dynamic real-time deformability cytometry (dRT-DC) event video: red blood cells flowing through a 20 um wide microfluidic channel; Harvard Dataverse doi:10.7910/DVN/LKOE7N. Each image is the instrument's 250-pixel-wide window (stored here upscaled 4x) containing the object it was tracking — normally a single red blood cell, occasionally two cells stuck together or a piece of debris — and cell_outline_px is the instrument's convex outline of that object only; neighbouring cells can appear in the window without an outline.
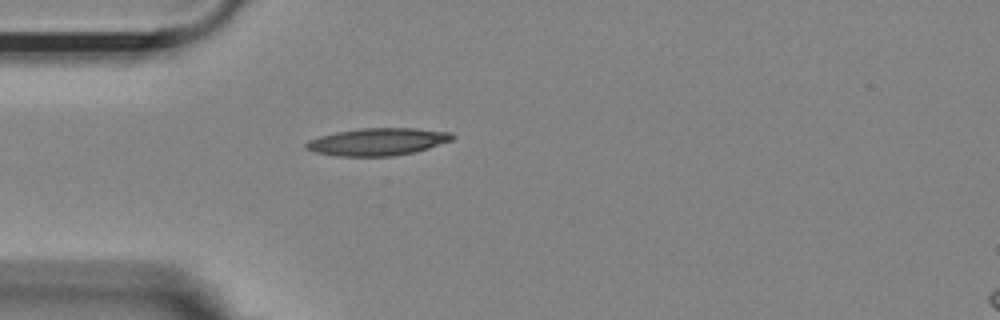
{"species": "Egyptian fruit bat (a non-hibernating species)", "species_latin": "Rousettus aegyptiacus", "temperature_condition": "room temperature", "stored_images_in_passage": 40, "camera_frame_rate_fps": 3000, "um_per_image_px": 0.085, "animal": {"sex": "female"}, "frame": {"image": 1, "passage_image": 1, "time_ms": 0.0, "image_size_px": [1000, 320], "cell_outline_px": [[456, 136], [452, 140], [416, 152], [392, 156], [336, 156], [316, 152], [304, 148], [304, 144], [308, 140], [320, 136], [336, 132], [360, 128], [416, 128], [452, 132]], "centroid_in_image_um": [32.11, 12.04], "position_along_channel_um": 52.9, "area_um2": 23.47}}
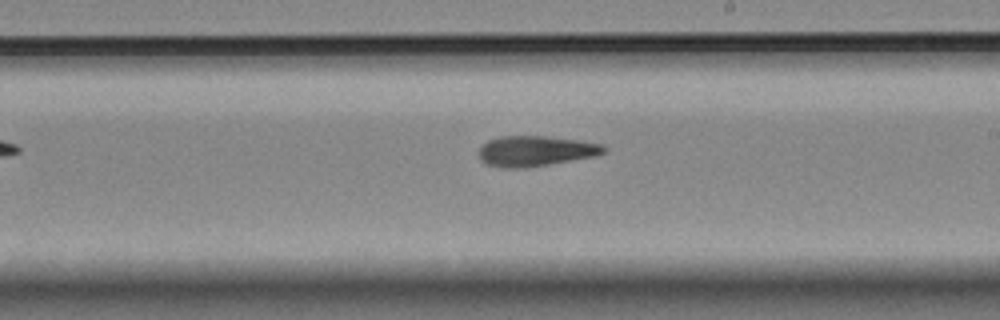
{"frame": {"image": 2, "passage_image": 17, "time_ms": 5.333, "image_size_px": [1000, 320], "cell_outline_px": [[608, 148], [604, 152], [596, 156], [548, 164], [520, 168], [504, 168], [488, 164], [480, 160], [480, 148], [488, 140], [500, 136], [544, 136], [576, 140], [600, 144]], "centroid_in_image_um": [45.51, 12.83], "position_along_channel_um": 243.5, "area_um2": 21.79}}
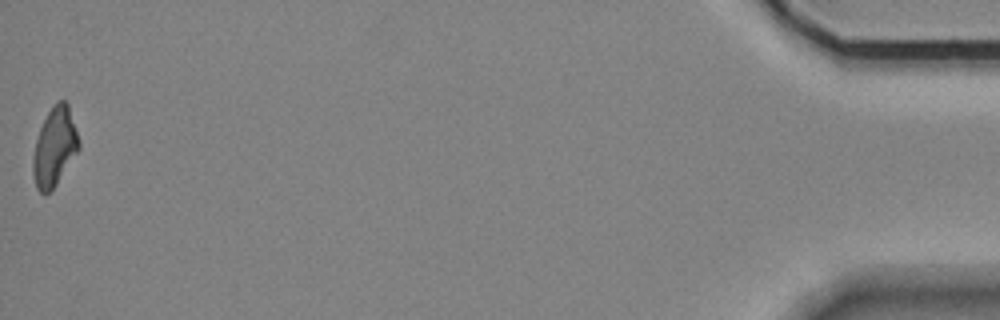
{"frame": {"image": 3, "passage_image": 40, "time_ms": 13.0, "image_size_px": [1000, 320], "cell_outline_px": [[80, 148], [56, 184], [48, 192], [40, 192], [36, 188], [32, 172], [32, 160], [36, 140], [40, 128], [52, 104], [56, 100], [64, 100], [68, 104], [80, 140]], "centroid_in_image_um": [4.64, 12.45], "position_along_channel_um": 430.6, "area_um2": 20.92}, "authors_computed_cell_mechanics": {"area_um2": 21.4438, "velocity_mm_per_s": 3.6868, "shape_relaxation_time_tau1_ms": null, "shape_relaxation_time_tau2_ms": 3.5457, "deformation_change_tau1": null, "deformation_change_tau2": 0.1307}}